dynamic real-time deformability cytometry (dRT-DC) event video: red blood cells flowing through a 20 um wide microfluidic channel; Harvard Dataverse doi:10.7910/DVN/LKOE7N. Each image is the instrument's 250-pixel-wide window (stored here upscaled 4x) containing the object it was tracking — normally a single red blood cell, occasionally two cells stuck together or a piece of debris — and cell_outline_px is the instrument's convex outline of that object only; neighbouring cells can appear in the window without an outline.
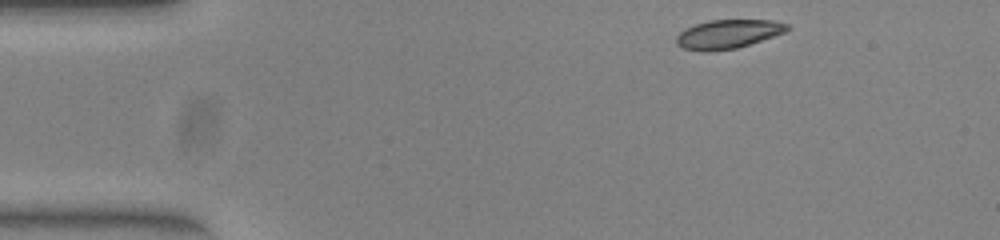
{"species": "common noctule bat (a hibernating species)", "species_latin": "Nyctalus noctula", "temperature_condition": "warm", "stored_images_in_passage": 46, "camera_frame_rate_fps": 3000, "um_per_image_px": 0.085, "animal": {"sex": "female", "body_mass_g": 23.0, "forearm_length_mm": 53.4}, "frame": {"image": 1, "passage_image": 1, "time_ms": 0.0, "image_size_px": [1000, 240], "cell_outline_px": [[792, 28], [784, 32], [736, 48], [708, 52], [700, 52], [684, 48], [676, 44], [676, 36], [684, 28], [708, 20], [772, 20], [788, 24]], "centroid_in_image_um": [61.84, 2.89], "position_along_channel_um": 23.2, "area_um2": 18.61}}
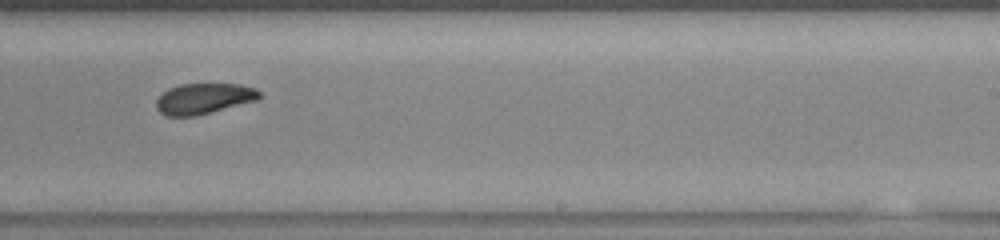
{"frame": {"image": 2, "passage_image": 26, "time_ms": 8.333, "image_size_px": [1000, 240], "cell_outline_px": [[264, 96], [260, 100], [196, 116], [164, 116], [156, 108], [156, 100], [168, 88], [180, 84], [240, 84], [256, 88]], "centroid_in_image_um": [17.38, 8.38], "position_along_channel_um": 271.6, "area_um2": 18.79}}
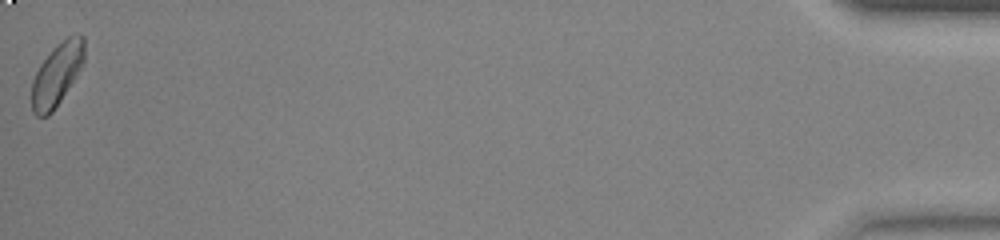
{"frame": {"image": 3, "passage_image": 46, "time_ms": 15.0, "image_size_px": [1000, 240], "cell_outline_px": [[84, 60], [80, 68], [60, 100], [52, 112], [48, 116], [36, 116], [32, 112], [32, 80], [40, 64], [52, 48], [68, 36], [76, 32], [84, 36]], "centroid_in_image_um": [4.82, 6.29], "position_along_channel_um": 430.4, "area_um2": 18.96}, "authors_computed_cell_mechanics": {"area_um2": 19.2763, "velocity_mm_per_s": 3.9045, "shape_relaxation_time_tau1_ms": 2.8084, "shape_relaxation_time_tau2_ms": 3.3346, "deformation_change_tau1": 0.1143, "deformation_change_tau2": 0.0691}}